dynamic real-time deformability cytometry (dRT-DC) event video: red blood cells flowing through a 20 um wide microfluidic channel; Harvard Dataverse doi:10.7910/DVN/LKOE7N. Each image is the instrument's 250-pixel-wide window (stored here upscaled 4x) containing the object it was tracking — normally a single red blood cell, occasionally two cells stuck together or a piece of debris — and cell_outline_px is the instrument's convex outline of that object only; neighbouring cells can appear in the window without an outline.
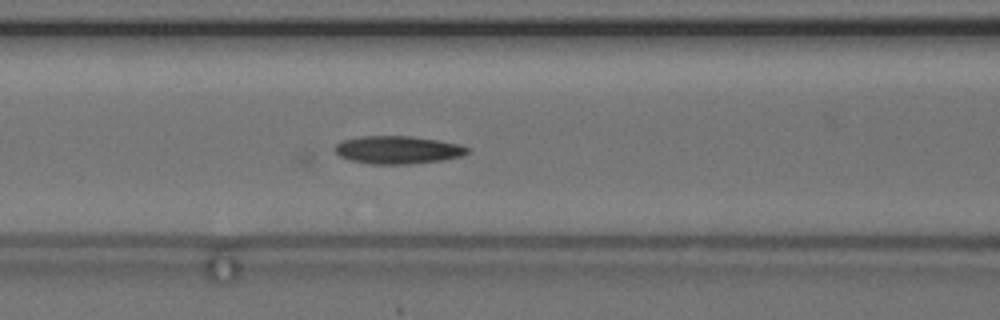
{"species": "common noctule bat (a hibernating species)", "species_latin": "Nyctalus noctula", "temperature_condition": "cold", "stored_images_in_passage": 41, "camera_frame_rate_fps": 3000, "um_per_image_px": 0.085, "animal": {"sex": "female", "body_mass_g": 24.6, "forearm_length_mm": 56.2}, "frame": {"image": 1, "passage_image": 12, "time_ms": 3.667, "image_size_px": [1000, 320], "cell_outline_px": [[472, 152], [460, 156], [440, 160], [408, 164], [372, 164], [352, 160], [340, 156], [336, 152], [336, 144], [344, 140], [360, 136], [412, 136], [460, 144], [472, 148]], "centroid_in_image_um": [33.87, 12.73], "position_along_channel_um": 132.7, "area_um2": 21.39}, "authors_computed_cell_mechanics": {"area_um2": 20.6346, "velocity_mm_per_s": 3.594, "shape_relaxation_time_tau1_ms": null, "shape_relaxation_time_tau2_ms": 6.2914, "deformation_change_tau1": null, "deformation_change_tau2": 0.0698}}